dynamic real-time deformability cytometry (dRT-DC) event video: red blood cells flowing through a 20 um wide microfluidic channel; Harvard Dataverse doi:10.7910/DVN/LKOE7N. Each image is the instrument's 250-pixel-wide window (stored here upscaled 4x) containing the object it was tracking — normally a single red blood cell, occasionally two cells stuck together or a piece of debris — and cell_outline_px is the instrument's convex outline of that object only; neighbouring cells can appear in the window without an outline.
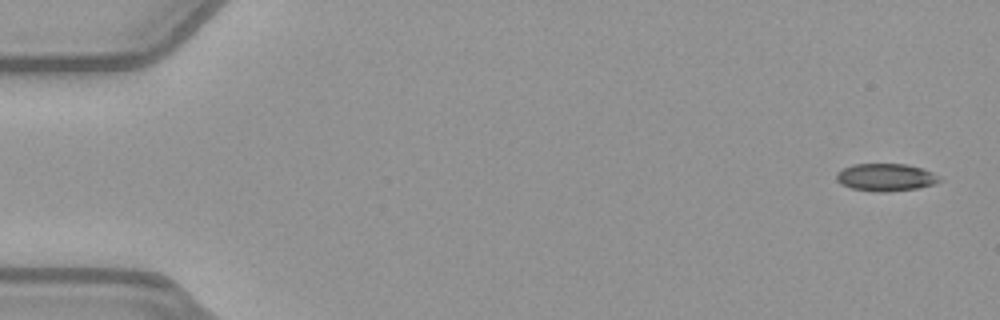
{"species": "common noctule bat (a hibernating species)", "species_latin": "Nyctalus noctula", "temperature_condition": "warm", "stored_images_in_passage": 51, "camera_frame_rate_fps": 3000, "um_per_image_px": 0.085, "animal": {"sex": "female", "body_mass_g": 21.9}, "frame": {"image": 1, "passage_image": 1, "time_ms": 0.0, "image_size_px": [1000, 320], "cell_outline_px": [[944, 180], [936, 184], [916, 188], [888, 192], [880, 192], [852, 188], [840, 184], [836, 180], [836, 172], [852, 164], [904, 164], [920, 168], [932, 172]], "centroid_in_image_um": [75.29, 15.07], "position_along_channel_um": 9.7, "area_um2": 16.53}}
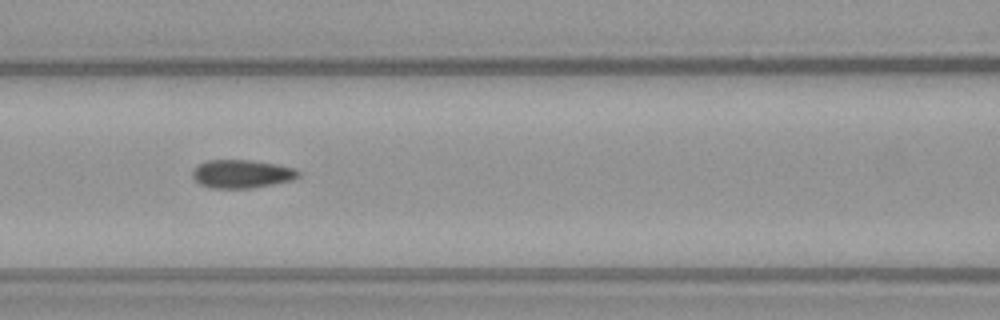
{"frame": {"image": 2, "passage_image": 22, "time_ms": 7.0, "image_size_px": [1000, 320], "cell_outline_px": [[300, 176], [292, 180], [272, 184], [248, 188], [212, 188], [200, 184], [192, 176], [192, 172], [200, 164], [208, 160], [248, 160], [276, 164], [292, 168], [300, 172]], "centroid_in_image_um": [20.55, 14.78], "position_along_channel_um": 146.1, "area_um2": 17.17}}
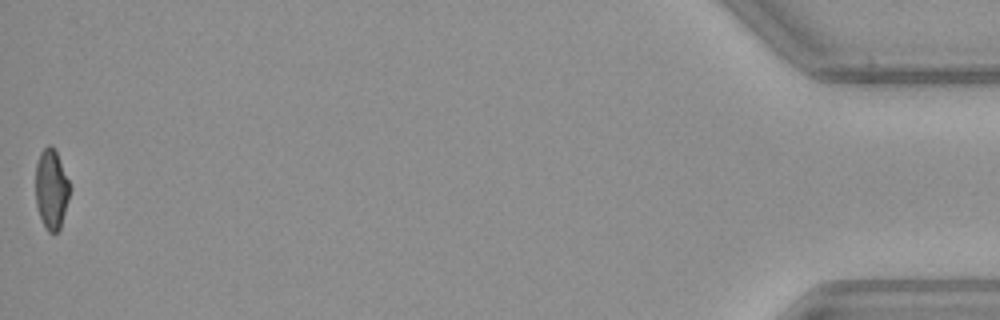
{"frame": {"image": 3, "passage_image": 51, "time_ms": 16.667, "image_size_px": [1000, 320], "cell_outline_px": [[72, 188], [60, 228], [56, 232], [48, 232], [40, 216], [36, 204], [36, 164], [40, 152], [48, 144], [52, 144], [56, 152]], "centroid_in_image_um": [4.38, 16.06], "position_along_channel_um": 430.8, "area_um2": 15.9}, "authors_computed_cell_mechanics": {"area_um2": 17.2244, "velocity_mm_per_s": 3.9904, "shape_relaxation_time_tau1_ms": 11.2444, "shape_relaxation_time_tau2_ms": 2.365, "deformation_change_tau1": 0.2257, "deformation_change_tau2": 0.0805}}